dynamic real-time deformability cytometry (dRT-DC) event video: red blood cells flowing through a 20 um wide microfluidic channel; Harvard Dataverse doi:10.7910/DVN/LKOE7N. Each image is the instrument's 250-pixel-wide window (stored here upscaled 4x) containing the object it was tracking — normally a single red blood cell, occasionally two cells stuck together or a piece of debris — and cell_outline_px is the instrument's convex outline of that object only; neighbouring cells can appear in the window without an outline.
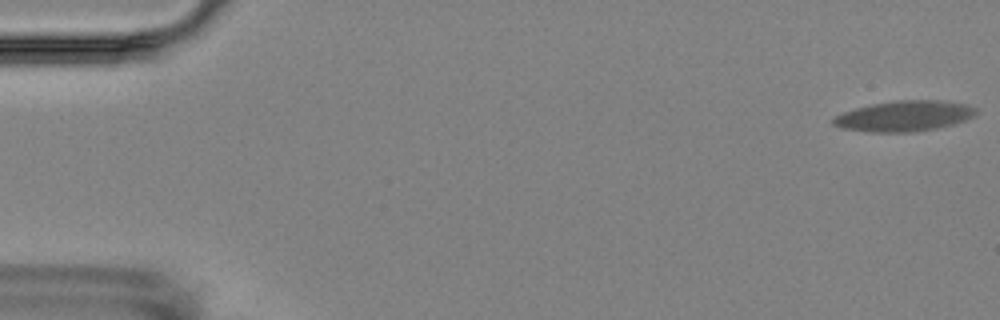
{"species": "Egyptian fruit bat (a non-hibernating species)", "species_latin": "Rousettus aegyptiacus", "temperature_condition": "room temperature", "stored_images_in_passage": 5, "camera_frame_rate_fps": 3000, "um_per_image_px": 0.085, "animal": {"sex": "female"}, "frame": {"image": 1, "passage_image": 1, "time_ms": 0.0, "image_size_px": [1000, 320], "cell_outline_px": [[976, 116], [956, 124], [916, 132], [868, 132], [840, 128], [832, 124], [832, 120], [836, 116], [844, 112], [856, 108], [872, 104], [896, 100], [940, 100], [968, 104], [976, 108]], "centroid_in_image_um": [76.9, 9.87], "position_along_channel_um": 8.1, "area_um2": 25.66}}